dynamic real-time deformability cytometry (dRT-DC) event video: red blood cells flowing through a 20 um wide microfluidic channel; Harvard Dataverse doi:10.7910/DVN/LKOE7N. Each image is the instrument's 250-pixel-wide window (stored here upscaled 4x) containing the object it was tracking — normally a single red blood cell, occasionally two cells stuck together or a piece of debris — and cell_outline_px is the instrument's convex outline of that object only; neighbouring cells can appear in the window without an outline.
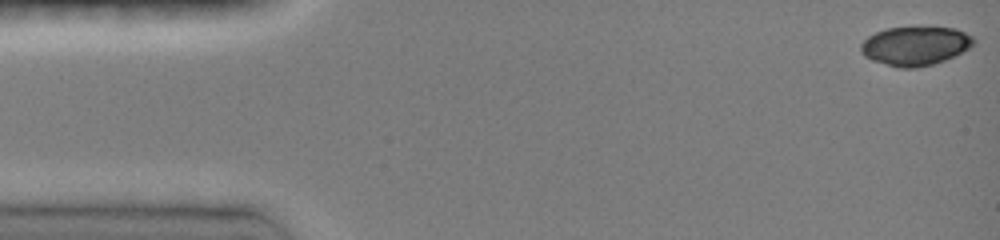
{"species": "common noctule bat (a hibernating species)", "species_latin": "Nyctalus noctula", "temperature_condition": "room temperature", "stored_images_in_passage": 12, "camera_frame_rate_fps": 3000, "um_per_image_px": 0.085, "animal": {"sex": "female", "body_mass_g": 19.0, "forearm_length_mm": 51.5}, "frame": {"image": 1, "passage_image": 1, "time_ms": 0.0, "image_size_px": [1000, 240], "cell_outline_px": [[976, 44], [944, 60], [932, 64], [916, 68], [900, 68], [872, 60], [864, 56], [860, 52], [860, 44], [868, 36], [876, 32], [888, 28], [920, 24], [956, 28], [972, 36], [976, 40]], "centroid_in_image_um": [77.8, 3.84], "position_along_channel_um": 7.2, "area_um2": 26.3}}
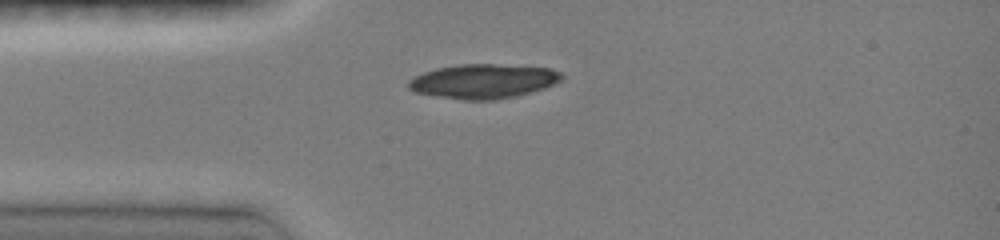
{"frame": {"image": 2, "passage_image": 6, "time_ms": 3.667, "image_size_px": [1000, 240], "cell_outline_px": [[564, 76], [560, 80], [544, 88], [516, 96], [496, 100], [464, 100], [416, 92], [408, 88], [408, 80], [424, 72], [436, 68], [460, 64], [492, 64], [548, 68], [560, 72]], "centroid_in_image_um": [41.07, 6.9], "position_along_channel_um": 43.9, "area_um2": 30.35}}